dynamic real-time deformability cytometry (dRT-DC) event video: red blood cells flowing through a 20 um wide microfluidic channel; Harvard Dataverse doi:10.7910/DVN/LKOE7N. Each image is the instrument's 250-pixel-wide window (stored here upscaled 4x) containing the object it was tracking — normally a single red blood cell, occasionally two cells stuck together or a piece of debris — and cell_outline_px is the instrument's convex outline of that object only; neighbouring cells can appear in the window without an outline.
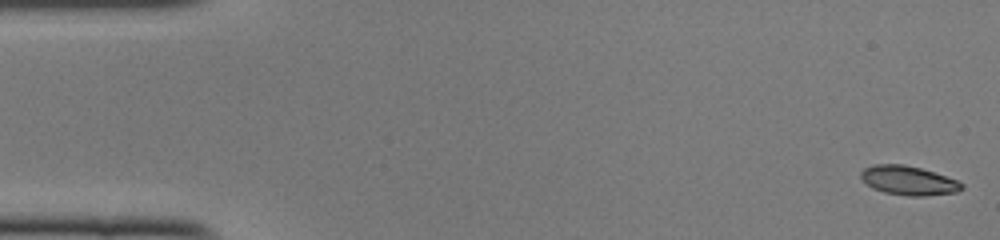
{"species": "common noctule bat (a hibernating species)", "species_latin": "Nyctalus noctula", "temperature_condition": "cold", "stored_images_in_passage": 46, "camera_frame_rate_fps": 3000, "um_per_image_px": 0.085, "animal": {"sex": "female", "body_mass_g": 22.0, "forearm_length_mm": 56.7}, "frame": {"image": 1, "passage_image": 1, "time_ms": 0.0, "image_size_px": [1000, 240], "cell_outline_px": [[964, 188], [956, 192], [924, 196], [908, 196], [884, 192], [872, 188], [860, 176], [860, 172], [864, 168], [872, 164], [904, 164], [920, 168], [956, 180], [964, 184]], "centroid_in_image_um": [77.2, 15.34], "position_along_channel_um": 7.8, "area_um2": 16.99}}
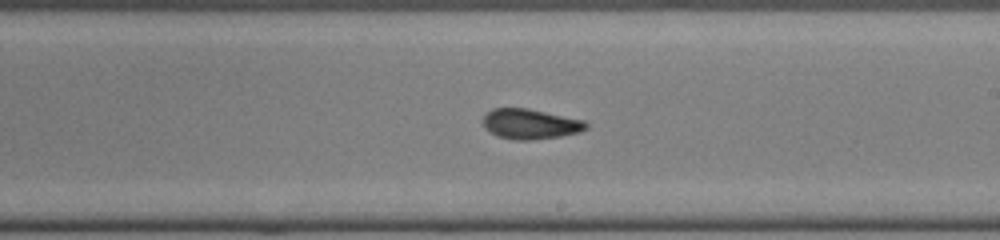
{"frame": {"image": 2, "passage_image": 28, "time_ms": 9.0, "image_size_px": [1000, 240], "cell_outline_px": [[588, 128], [580, 132], [560, 136], [532, 140], [512, 140], [496, 136], [484, 128], [480, 120], [492, 108], [528, 108], [584, 120], [588, 124]], "centroid_in_image_um": [45.04, 10.54], "position_along_channel_um": 244.0, "area_um2": 18.38}}
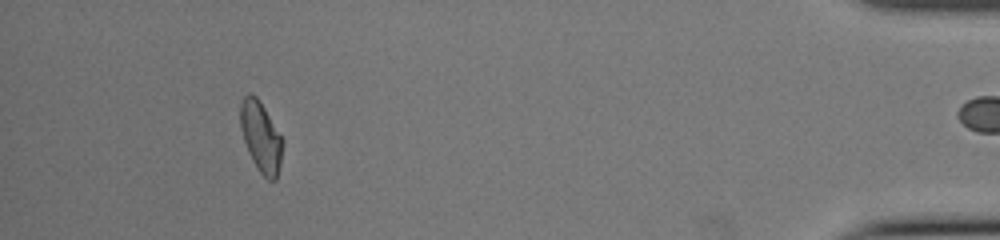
{"frame": {"image": 3, "passage_image": 45, "time_ms": 14.667, "image_size_px": [1000, 240], "cell_outline_px": [[284, 144], [280, 164], [276, 180], [268, 180], [260, 172], [252, 160], [248, 152], [240, 128], [240, 104], [244, 96], [248, 92], [256, 96], [260, 100], [284, 140]], "centroid_in_image_um": [22.18, 11.61], "position_along_channel_um": 413.0, "area_um2": 17.51}}